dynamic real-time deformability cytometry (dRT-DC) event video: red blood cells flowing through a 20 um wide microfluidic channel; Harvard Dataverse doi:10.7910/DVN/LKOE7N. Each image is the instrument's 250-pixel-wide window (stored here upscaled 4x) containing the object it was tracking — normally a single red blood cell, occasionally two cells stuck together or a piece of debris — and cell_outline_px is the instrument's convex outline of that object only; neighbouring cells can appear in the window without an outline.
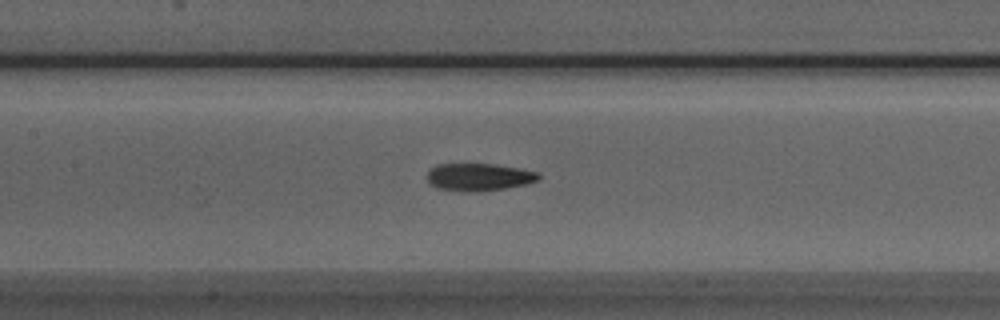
{"species": "Egyptian fruit bat (a non-hibernating species)", "species_latin": "Rousettus aegyptiacus", "temperature_condition": "room temperature", "stored_images_in_passage": 52, "camera_frame_rate_fps": 3000, "um_per_image_px": 0.085, "animal": {"sex": "male"}, "frame": {"image": 1, "passage_image": 23, "time_ms": 7.333, "image_size_px": [1000, 320], "cell_outline_px": [[540, 180], [524, 184], [504, 188], [476, 192], [436, 188], [428, 180], [428, 172], [436, 164], [496, 164], [520, 168], [540, 172]], "centroid_in_image_um": [40.75, 15.03], "position_along_channel_um": 166.6, "area_um2": 17.74}}
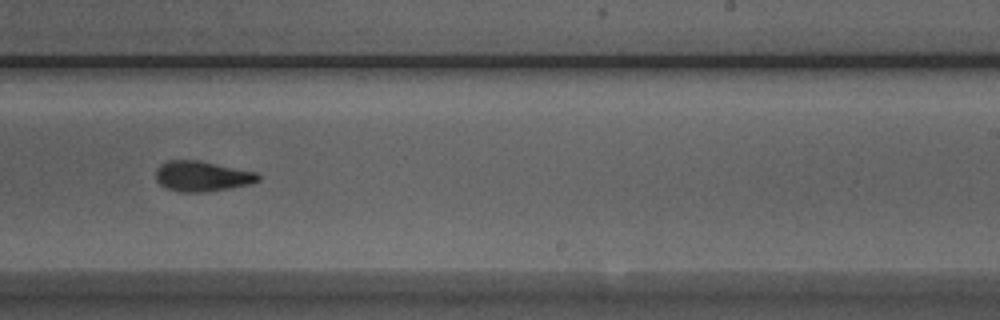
{"frame": {"image": 2, "passage_image": 31, "time_ms": 10.0, "image_size_px": [1000, 320], "cell_outline_px": [[260, 180], [248, 184], [228, 188], [204, 192], [180, 192], [164, 188], [156, 180], [156, 168], [160, 164], [168, 160], [200, 160], [256, 172], [260, 176]], "centroid_in_image_um": [17.13, 14.97], "position_along_channel_um": 271.9, "area_um2": 18.15}}
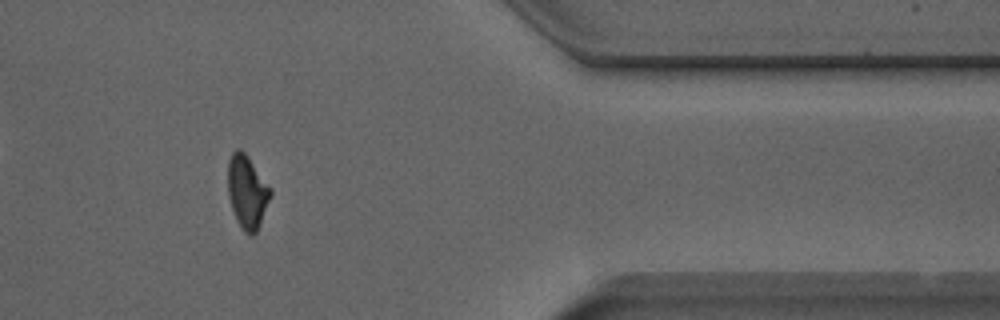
{"frame": {"image": 3, "passage_image": 42, "time_ms": 13.667, "image_size_px": [1000, 320], "cell_outline_px": [[272, 196], [260, 224], [256, 232], [252, 236], [244, 232], [236, 220], [228, 196], [228, 160], [232, 152], [236, 148], [240, 148], [248, 156], [272, 188]], "centroid_in_image_um": [21.02, 16.29], "position_along_channel_um": 390.4, "area_um2": 18.44}, "authors_computed_cell_mechanics": {"area_um2": 17.9469, "velocity_mm_per_s": 3.9604, "shape_relaxation_time_tau1_ms": 7.2992, "shape_relaxation_time_tau2_ms": 3.5089, "deformation_change_tau1": 0.1896, "deformation_change_tau2": 0.1142}}